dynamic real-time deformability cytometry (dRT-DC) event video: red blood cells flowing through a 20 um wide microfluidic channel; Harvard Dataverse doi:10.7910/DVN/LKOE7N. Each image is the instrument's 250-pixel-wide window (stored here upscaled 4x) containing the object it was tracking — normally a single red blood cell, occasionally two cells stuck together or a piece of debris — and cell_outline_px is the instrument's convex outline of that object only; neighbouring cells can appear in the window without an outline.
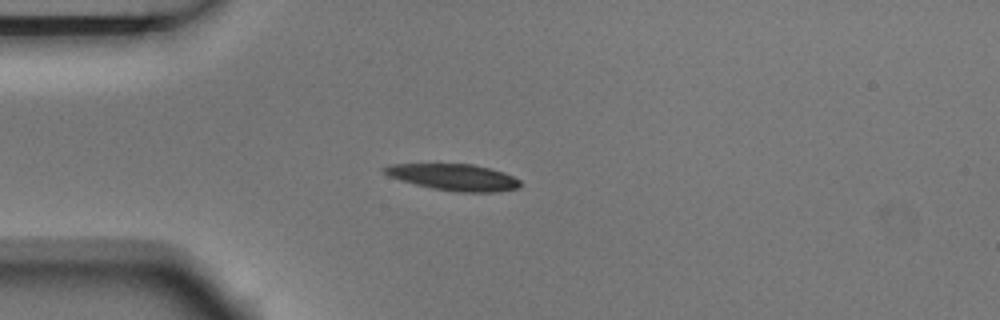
{"species": "Egyptian fruit bat (a non-hibernating species)", "species_latin": "Rousettus aegyptiacus", "temperature_condition": "room temperature", "stored_images_in_passage": 3, "camera_frame_rate_fps": 3000, "um_per_image_px": 0.085, "animal": {"sex": "male"}, "frame": {"image": 1, "passage_image": 3, "time_ms": 0.667, "image_size_px": [1000, 320], "cell_outline_px": [[520, 188], [492, 192], [456, 192], [432, 188], [400, 180], [388, 176], [380, 168], [388, 164], [472, 164], [504, 172], [520, 180]], "centroid_in_image_um": [38.54, 15.06], "position_along_channel_um": 46.5, "area_um2": 20.92}}